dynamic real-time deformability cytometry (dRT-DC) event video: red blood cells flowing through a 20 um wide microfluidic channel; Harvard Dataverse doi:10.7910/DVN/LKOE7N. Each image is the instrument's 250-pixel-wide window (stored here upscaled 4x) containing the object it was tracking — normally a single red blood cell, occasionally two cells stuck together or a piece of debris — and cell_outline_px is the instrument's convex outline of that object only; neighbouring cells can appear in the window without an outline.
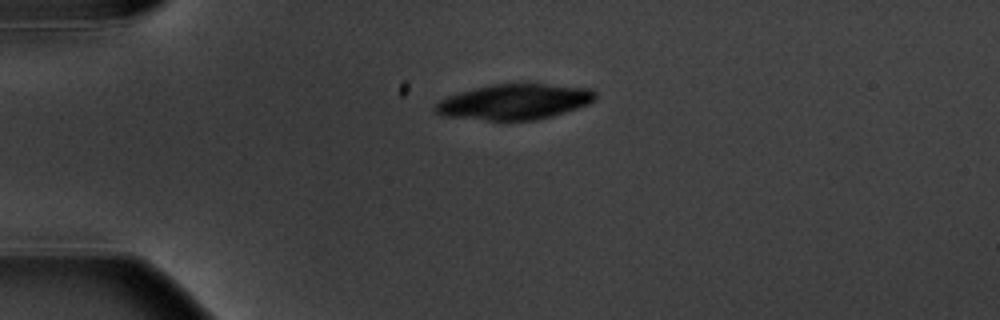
{"species": "common noctule bat (a hibernating species)", "species_latin": "Nyctalus noctula", "temperature_condition": "warm", "stored_images_in_passage": 3, "camera_frame_rate_fps": 3000, "um_per_image_px": 0.085, "animal": {"sex": "male", "body_mass_g": 20.1, "forearm_length_mm": 53.5}, "frame": {"image": 1, "passage_image": 1, "time_ms": 0.0, "image_size_px": [1000, 320], "cell_outline_px": [[596, 100], [588, 104], [552, 116], [536, 120], [488, 120], [444, 116], [436, 112], [436, 104], [440, 100], [448, 96], [460, 92], [488, 84], [528, 80], [592, 88], [596, 92]], "centroid_in_image_um": [43.82, 8.59], "position_along_channel_um": 41.2, "area_um2": 34.16}}